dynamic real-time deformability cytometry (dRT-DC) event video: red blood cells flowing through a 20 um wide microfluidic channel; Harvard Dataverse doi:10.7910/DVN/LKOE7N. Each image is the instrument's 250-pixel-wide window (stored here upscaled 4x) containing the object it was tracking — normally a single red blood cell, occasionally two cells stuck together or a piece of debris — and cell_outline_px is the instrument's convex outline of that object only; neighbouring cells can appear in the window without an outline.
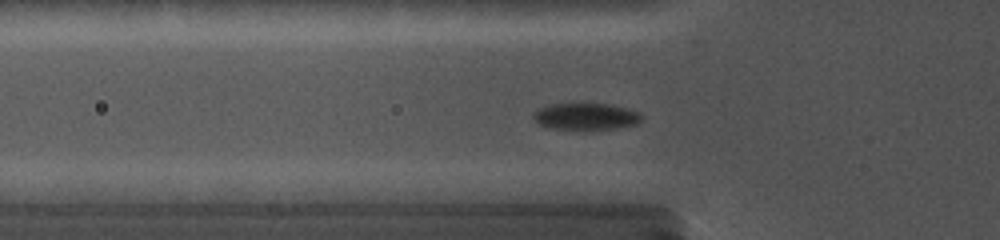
{"species": "common noctule bat (a hibernating species)", "species_latin": "Nyctalus noctula", "temperature_condition": "cold", "stored_images_in_passage": 47, "camera_frame_rate_fps": 5000, "um_per_image_px": 0.085, "animal": {"sex": "female", "body_mass_g": 19.0, "forearm_length_mm": 56.7}, "frame": {"image": 1, "passage_image": 16, "time_ms": 5.4, "image_size_px": [1000, 240], "cell_outline_px": [[644, 116], [636, 124], [616, 128], [584, 132], [548, 128], [540, 124], [532, 116], [532, 112], [536, 108], [552, 104], [608, 104], [640, 112]], "centroid_in_image_um": [49.76, 9.94], "position_along_channel_um": 76.0, "area_um2": 17.46}}
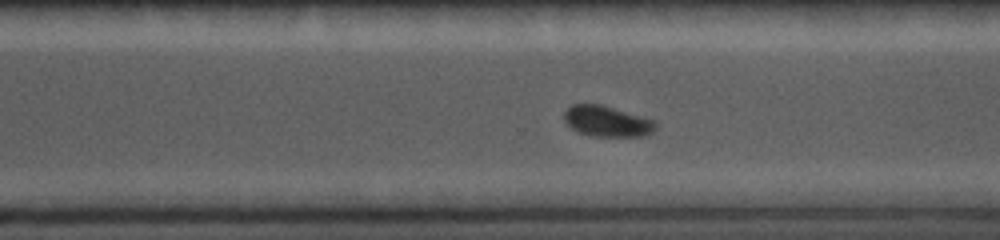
{"frame": {"image": 2, "passage_image": 34, "time_ms": 11.8, "image_size_px": [1000, 240], "cell_outline_px": [[656, 128], [652, 132], [644, 136], [592, 136], [580, 132], [572, 128], [564, 120], [564, 112], [572, 104], [600, 104], [656, 120]], "centroid_in_image_um": [51.62, 10.3], "position_along_channel_um": 319.0, "area_um2": 16.3}}
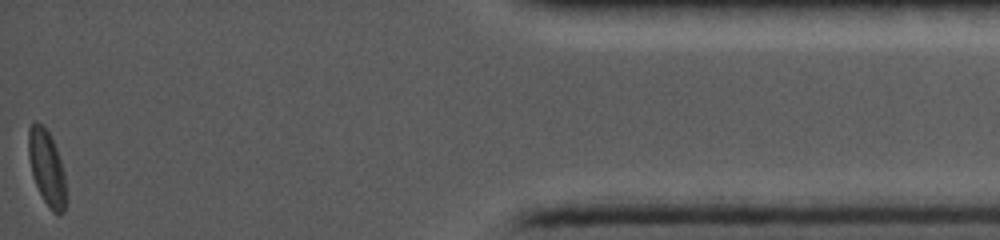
{"frame": {"image": 3, "passage_image": 47, "time_ms": 16.2, "image_size_px": [1000, 240], "cell_outline_px": [[68, 200], [64, 212], [56, 216], [48, 208], [32, 176], [28, 156], [28, 128], [32, 120], [36, 120], [48, 132], [56, 148], [64, 172]], "centroid_in_image_um": [3.99, 14.31], "position_along_channel_um": 431.2, "area_um2": 16.88}}